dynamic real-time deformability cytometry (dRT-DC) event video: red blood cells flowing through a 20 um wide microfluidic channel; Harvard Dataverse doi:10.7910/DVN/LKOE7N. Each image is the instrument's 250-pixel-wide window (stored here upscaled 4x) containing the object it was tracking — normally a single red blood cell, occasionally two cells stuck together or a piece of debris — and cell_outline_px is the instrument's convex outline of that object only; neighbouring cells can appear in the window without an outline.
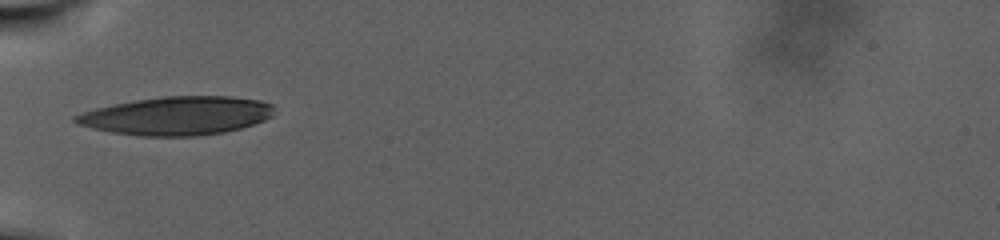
{"species": "human", "species_latin": "Homo sapiens", "temperature_condition": "warm", "stored_images_in_passage": 23, "camera_frame_rate_fps": 3000, "um_per_image_px": 0.085, "donor": {"sex": "male"}, "frame": {"image": 1, "passage_image": 1, "time_ms": 0.0, "image_size_px": [1000, 240], "cell_outline_px": [[276, 108], [272, 116], [264, 120], [240, 128], [224, 132], [200, 136], [140, 136], [112, 132], [92, 128], [76, 124], [72, 120], [72, 116], [96, 108], [112, 104], [136, 100], [164, 96], [232, 96], [260, 100], [272, 104]], "centroid_in_image_um": [15.04, 9.84], "position_along_channel_um": 70.0, "area_um2": 44.68}}
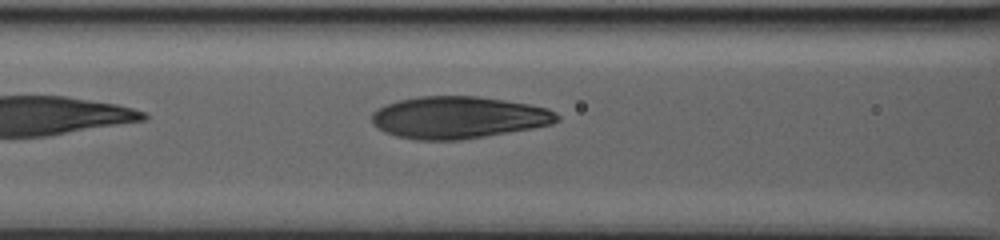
{"frame": {"image": 2, "passage_image": 10, "time_ms": 3.0, "image_size_px": [1000, 240], "cell_outline_px": [[560, 120], [552, 124], [532, 128], [460, 140], [416, 140], [396, 136], [384, 132], [376, 128], [372, 124], [372, 112], [376, 108], [396, 100], [420, 96], [480, 96], [528, 104], [548, 108], [556, 112], [560, 116]], "centroid_in_image_um": [38.93, 9.98], "position_along_channel_um": 127.7, "area_um2": 45.72}}
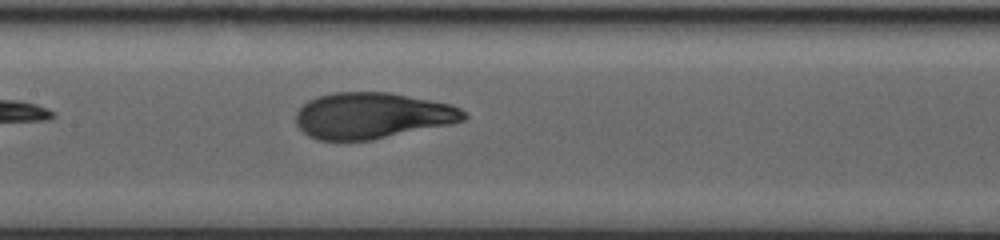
{"frame": {"image": 3, "passage_image": 17, "time_ms": 5.333, "image_size_px": [1000, 240], "cell_outline_px": [[468, 116], [464, 120], [452, 124], [372, 140], [316, 140], [308, 136], [296, 124], [296, 112], [308, 100], [316, 96], [332, 92], [388, 92], [452, 104], [460, 108]], "centroid_in_image_um": [31.63, 9.83], "position_along_channel_um": 175.8, "area_um2": 45.32}}